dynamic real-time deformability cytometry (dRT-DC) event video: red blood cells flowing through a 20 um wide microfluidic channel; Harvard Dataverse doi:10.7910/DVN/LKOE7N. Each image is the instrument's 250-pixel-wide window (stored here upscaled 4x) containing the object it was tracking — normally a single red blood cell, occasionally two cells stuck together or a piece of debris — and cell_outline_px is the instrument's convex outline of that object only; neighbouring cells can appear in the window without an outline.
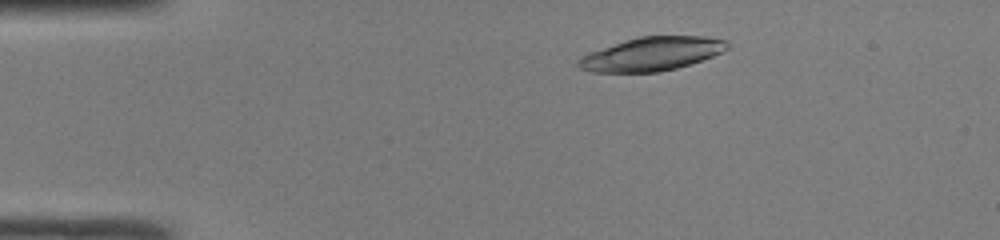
{"species": "common noctule bat (a hibernating species)", "species_latin": "Nyctalus noctula", "temperature_condition": "room temperature", "stored_images_in_passage": 42, "camera_frame_rate_fps": 3000, "um_per_image_px": 0.085, "animal": {"sex": "male", "body_mass_g": 19.0, "forearm_length_mm": 50.8}, "frame": {"image": 1, "passage_image": 3, "time_ms": 0.667, "image_size_px": [1000, 240], "cell_outline_px": [[728, 48], [712, 56], [676, 68], [660, 72], [592, 72], [580, 68], [576, 64], [576, 60], [580, 56], [588, 52], [640, 36], [704, 36], [728, 40]], "centroid_in_image_um": [55.36, 4.58], "position_along_channel_um": 29.6, "area_um2": 29.02}}
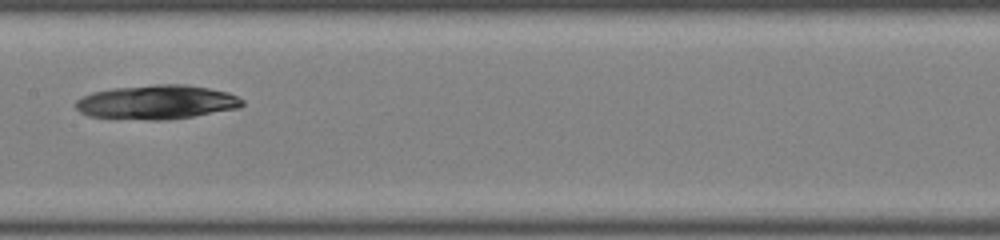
{"frame": {"image": 2, "passage_image": 19, "time_ms": 6.0, "image_size_px": [1000, 240], "cell_outline_px": [[244, 104], [240, 108], [168, 120], [148, 120], [88, 116], [80, 112], [76, 108], [76, 100], [92, 92], [112, 88], [156, 84], [184, 84], [208, 88], [228, 92], [244, 100]], "centroid_in_image_um": [13.33, 8.68], "position_along_channel_um": 194.1, "area_um2": 33.18}}
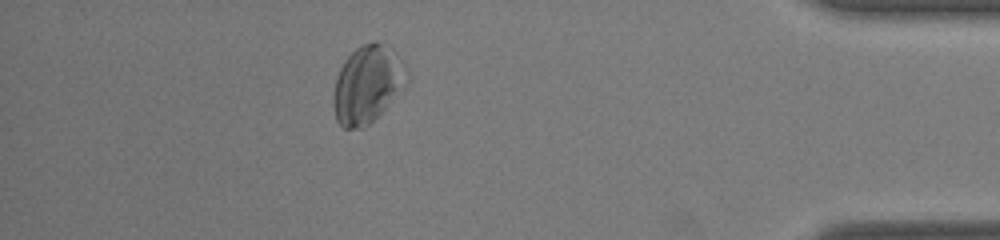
{"frame": {"image": 3, "passage_image": 37, "time_ms": 12.0, "image_size_px": [1000, 240], "cell_outline_px": [[408, 84], [364, 128], [344, 128], [336, 120], [332, 104], [332, 96], [336, 76], [344, 60], [360, 44], [372, 40], [380, 40], [388, 44], [396, 52], [408, 68]], "centroid_in_image_um": [31.24, 7.1], "position_along_channel_um": 404.0, "area_um2": 33.81}}